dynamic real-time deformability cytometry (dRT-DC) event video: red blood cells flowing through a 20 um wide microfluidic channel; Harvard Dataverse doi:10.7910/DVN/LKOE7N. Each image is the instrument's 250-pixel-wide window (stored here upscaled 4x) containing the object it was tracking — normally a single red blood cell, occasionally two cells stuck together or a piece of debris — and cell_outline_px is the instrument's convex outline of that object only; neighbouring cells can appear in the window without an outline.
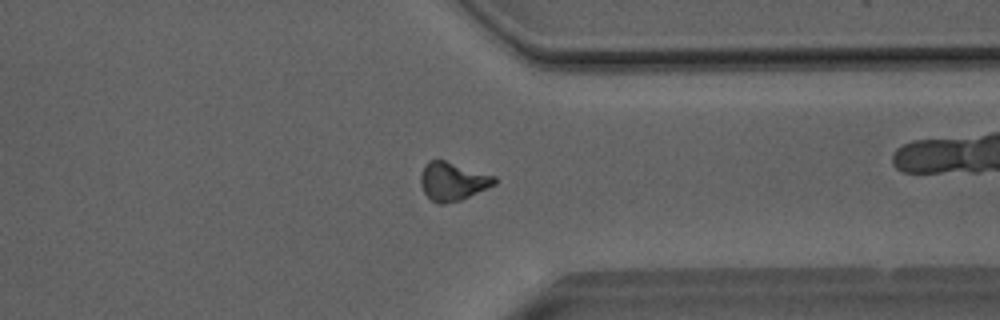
{"species": "Egyptian fruit bat (a non-hibernating species)", "species_latin": "Rousettus aegyptiacus", "temperature_condition": "room temperature", "stored_images_in_passage": 42, "segment_of_instrument_passage": [1, 2], "camera_frame_rate_fps": 3000, "um_per_image_px": 0.085, "animal": {"sex": "male"}, "frame": {"image": 1, "passage_image": 30, "time_ms": 9.667, "image_size_px": [1000, 320], "cell_outline_px": [[496, 184], [460, 200], [444, 204], [440, 204], [432, 200], [424, 192], [420, 184], [420, 176], [424, 164], [428, 160], [444, 160], [496, 176]], "centroid_in_image_um": [38.46, 15.4], "position_along_channel_um": 372.9, "area_um2": 16.42}}